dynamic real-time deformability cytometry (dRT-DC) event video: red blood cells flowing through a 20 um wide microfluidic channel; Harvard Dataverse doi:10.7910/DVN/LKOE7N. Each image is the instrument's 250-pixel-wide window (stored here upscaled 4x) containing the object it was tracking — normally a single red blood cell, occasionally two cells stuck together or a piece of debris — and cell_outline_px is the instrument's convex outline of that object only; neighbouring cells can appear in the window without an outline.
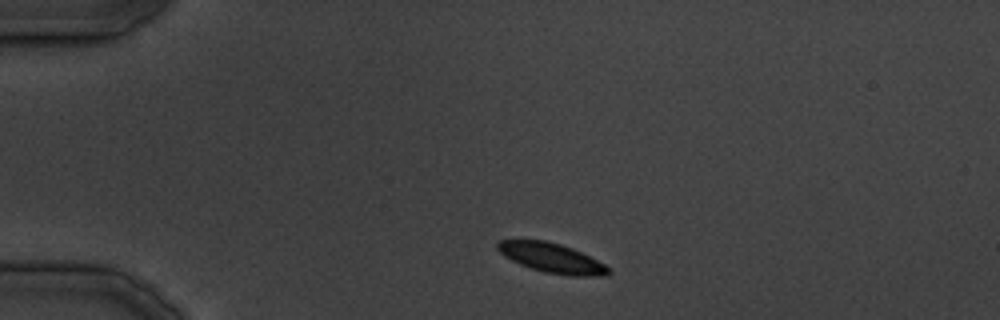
{"species": "common noctule bat (a hibernating species)", "species_latin": "Nyctalus noctula", "temperature_condition": "cold", "stored_images_in_passage": 28, "camera_frame_rate_fps": 3000, "um_per_image_px": 0.085, "animal": {"sex": "male", "body_mass_g": 19.5, "forearm_length_mm": 54.6}, "frame": {"image": 1, "passage_image": 2, "time_ms": 1.0, "image_size_px": [1000, 320], "cell_outline_px": [[612, 272], [608, 276], [576, 276], [544, 272], [520, 264], [504, 256], [496, 248], [496, 244], [500, 240], [544, 240], [560, 244], [572, 248], [612, 268]], "centroid_in_image_um": [46.93, 21.93], "position_along_channel_um": 38.1, "area_um2": 19.02}}
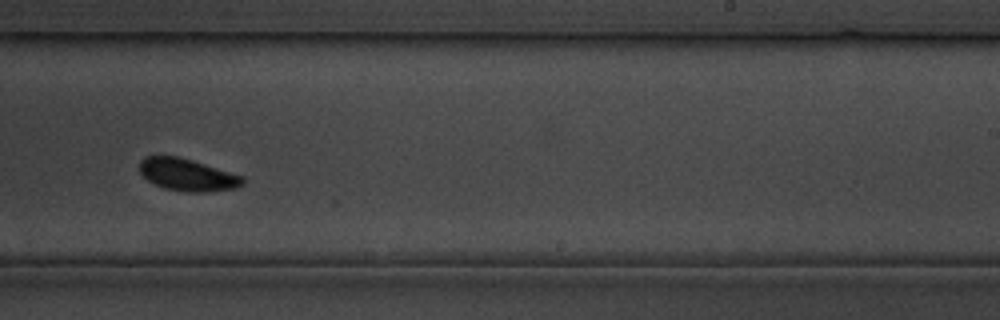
{"frame": {"image": 2, "passage_image": 17, "time_ms": 20.0, "image_size_px": [1000, 320], "cell_outline_px": [[244, 184], [236, 188], [200, 192], [188, 192], [164, 188], [148, 180], [140, 172], [140, 160], [144, 156], [180, 156], [244, 176]], "centroid_in_image_um": [15.94, 14.84], "position_along_channel_um": 273.1, "area_um2": 19.31}}
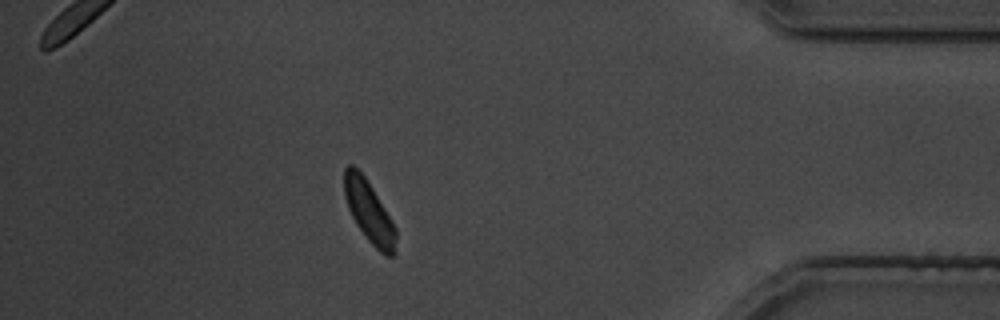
{"frame": {"image": 3, "passage_image": 26, "time_ms": 31.333, "image_size_px": [1000, 320], "cell_outline_px": [[396, 252], [392, 256], [384, 256], [368, 240], [356, 224], [348, 208], [344, 196], [344, 168], [348, 164], [352, 164], [364, 176], [372, 188], [396, 228]], "centroid_in_image_um": [31.36, 18.01], "position_along_channel_um": 403.8, "area_um2": 18.38}}